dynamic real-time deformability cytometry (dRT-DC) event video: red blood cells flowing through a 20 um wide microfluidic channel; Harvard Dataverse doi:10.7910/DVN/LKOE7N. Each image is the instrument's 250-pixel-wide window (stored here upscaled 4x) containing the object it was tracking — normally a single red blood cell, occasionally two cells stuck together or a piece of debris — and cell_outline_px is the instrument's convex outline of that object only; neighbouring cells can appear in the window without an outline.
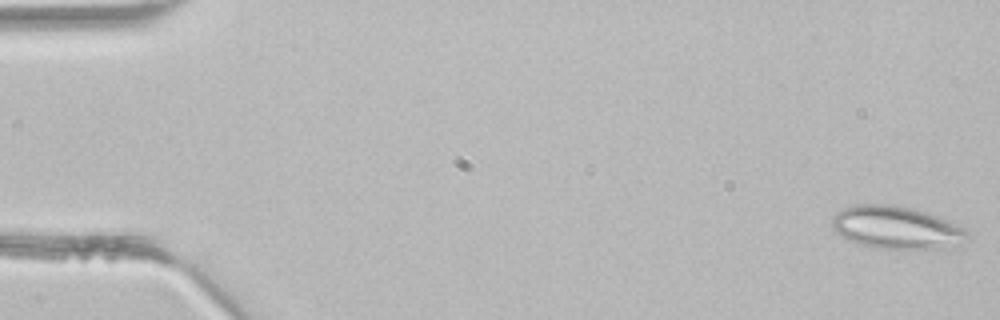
{"species": "common noctule bat (a hibernating species)", "species_latin": "Nyctalus noctula", "temperature_condition": "room temperature", "stored_images_in_passage": 4, "camera_frame_rate_fps": 3000, "um_per_image_px": 0.085, "animal": {"sex": "male", "body_mass_g": 21.5, "forearm_length_mm": 52.0}, "frame": {"image": 1, "passage_image": 1, "time_ms": 0.0, "image_size_px": [1000, 320], "cell_outline_px": [[968, 240], [960, 248], [876, 248], [856, 244], [840, 236], [832, 228], [832, 216], [836, 212], [852, 204], [896, 204], [912, 208], [936, 216], [964, 228], [968, 232]], "centroid_in_image_um": [76.19, 19.35], "position_along_channel_um": 8.8, "area_um2": 34.1}}